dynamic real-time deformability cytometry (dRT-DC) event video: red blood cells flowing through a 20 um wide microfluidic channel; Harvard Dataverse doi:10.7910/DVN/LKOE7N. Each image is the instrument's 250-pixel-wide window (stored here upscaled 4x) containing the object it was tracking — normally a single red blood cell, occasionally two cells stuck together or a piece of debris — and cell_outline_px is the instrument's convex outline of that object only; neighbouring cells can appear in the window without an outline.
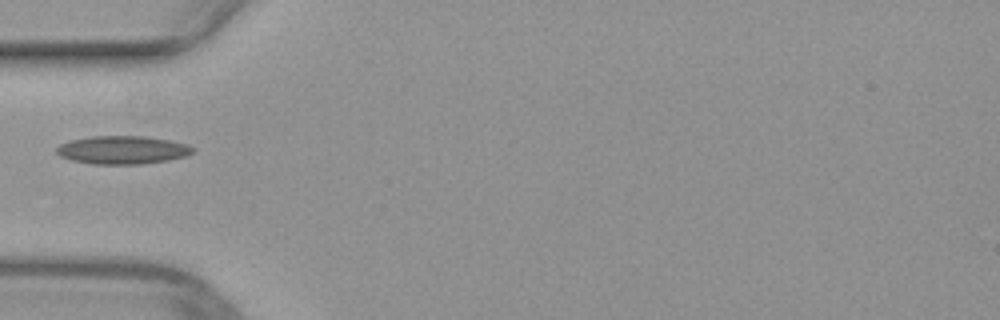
{"species": "common noctule bat (a hibernating species)", "species_latin": "Nyctalus noctula", "temperature_condition": "warm", "stored_images_in_passage": 3, "camera_frame_rate_fps": 3000, "um_per_image_px": 0.085, "animal": {"sex": "female", "body_mass_g": 29.2, "forearm_length_mm": 56.3}, "frame": {"image": 1, "passage_image": 1, "time_ms": 0.0, "image_size_px": [1000, 320], "cell_outline_px": [[196, 148], [192, 152], [184, 156], [168, 160], [140, 164], [92, 164], [72, 160], [60, 156], [56, 152], [56, 148], [60, 144], [72, 140], [92, 136], [144, 136], [168, 140], [188, 144]], "centroid_in_image_um": [10.41, 12.74], "position_along_channel_um": 74.6, "area_um2": 22.25}}